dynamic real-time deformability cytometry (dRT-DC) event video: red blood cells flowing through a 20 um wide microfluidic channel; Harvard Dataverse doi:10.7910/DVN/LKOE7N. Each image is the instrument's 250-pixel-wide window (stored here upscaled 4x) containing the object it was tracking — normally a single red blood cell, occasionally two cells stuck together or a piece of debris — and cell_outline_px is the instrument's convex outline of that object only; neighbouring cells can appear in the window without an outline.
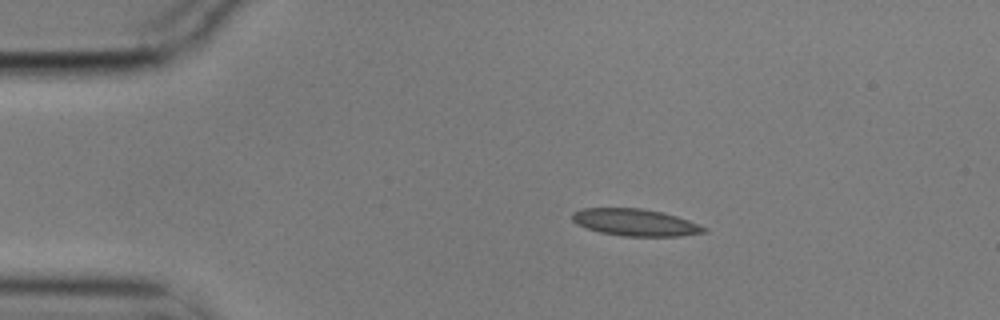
{"species": "common noctule bat (a hibernating species)", "species_latin": "Nyctalus noctula", "temperature_condition": "cold", "stored_images_in_passage": 13, "camera_frame_rate_fps": 3000, "um_per_image_px": 0.085, "animal": {"sex": "male", "body_mass_g": 17.9}, "frame": {"image": 1, "passage_image": 2, "time_ms": 0.333, "image_size_px": [1000, 320], "cell_outline_px": [[708, 232], [680, 236], [624, 236], [600, 232], [576, 224], [572, 220], [572, 212], [580, 208], [640, 208], [660, 212], [676, 216], [688, 220], [708, 228]], "centroid_in_image_um": [53.99, 18.9], "position_along_channel_um": 31.0, "area_um2": 20.69}}
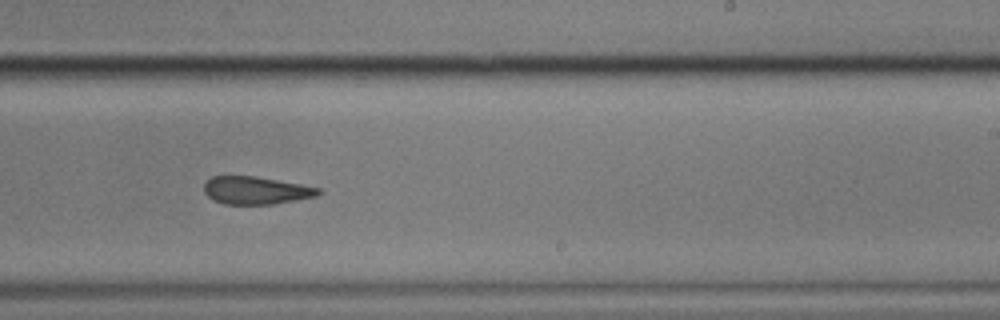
{"frame": {"image": 2, "passage_image": 8, "time_ms": 2.333, "image_size_px": [1000, 320], "cell_outline_px": [[324, 192], [316, 196], [272, 204], [224, 204], [212, 200], [204, 192], [204, 184], [212, 176], [256, 176], [300, 184], [320, 188]], "centroid_in_image_um": [21.75, 16.18], "position_along_channel_um": 267.3, "area_um2": 18.44}}
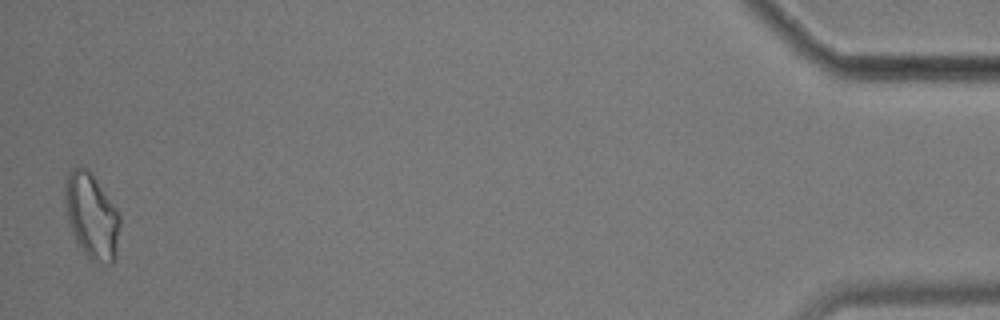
{"frame": {"image": 3, "passage_image": 13, "time_ms": 4.0, "image_size_px": [1000, 320], "cell_outline_px": [[120, 224], [116, 256], [112, 264], [108, 264], [92, 260], [80, 248], [72, 232], [68, 220], [64, 200], [64, 188], [68, 176], [72, 168], [88, 168], [92, 172], [116, 208], [120, 216]], "centroid_in_image_um": [7.8, 18.36], "position_along_channel_um": 427.4, "area_um2": 27.22}}